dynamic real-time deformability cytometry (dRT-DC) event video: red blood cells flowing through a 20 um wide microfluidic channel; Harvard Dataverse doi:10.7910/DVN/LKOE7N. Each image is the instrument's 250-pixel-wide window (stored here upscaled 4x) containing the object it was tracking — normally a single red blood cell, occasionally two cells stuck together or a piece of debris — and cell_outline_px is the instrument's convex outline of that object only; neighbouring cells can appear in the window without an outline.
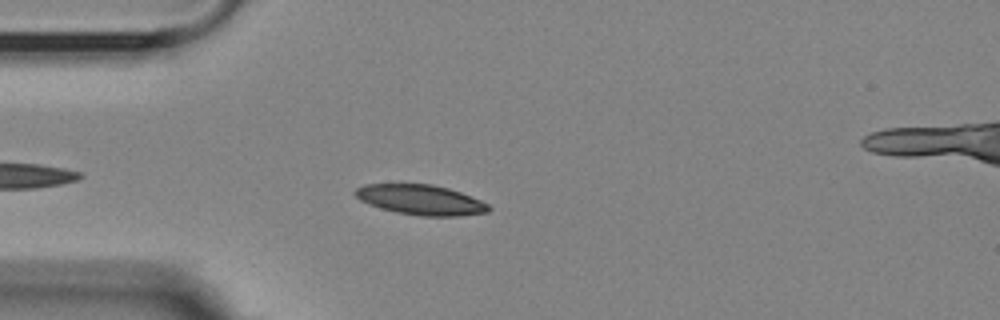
{"species": "Egyptian fruit bat (a non-hibernating species)", "species_latin": "Rousettus aegyptiacus", "temperature_condition": "room temperature", "stored_images_in_passage": 44, "camera_frame_rate_fps": 3000, "um_per_image_px": 0.085, "animal": {"sex": "female"}, "frame": {"image": 1, "passage_image": 6, "time_ms": 1.667, "image_size_px": [1000, 320], "cell_outline_px": [[492, 208], [488, 212], [460, 216], [420, 216], [396, 212], [380, 208], [368, 204], [360, 200], [352, 192], [356, 188], [364, 184], [432, 184], [448, 188], [460, 192], [480, 200], [488, 204]], "centroid_in_image_um": [35.75, 16.98], "position_along_channel_um": 49.3, "area_um2": 23.47}}
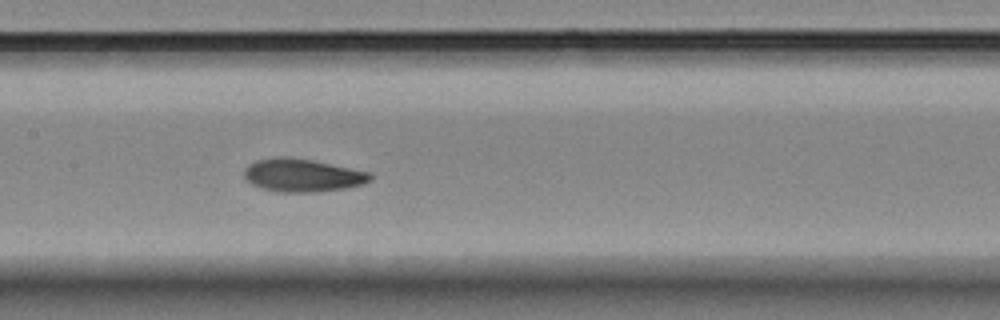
{"frame": {"image": 2, "passage_image": 18, "time_ms": 5.667, "image_size_px": [1000, 320], "cell_outline_px": [[372, 180], [364, 184], [344, 188], [320, 192], [280, 192], [260, 188], [252, 184], [244, 176], [244, 168], [248, 164], [256, 160], [280, 156], [288, 156], [312, 160], [372, 172]], "centroid_in_image_um": [25.72, 14.89], "position_along_channel_um": 181.7, "area_um2": 24.51}}
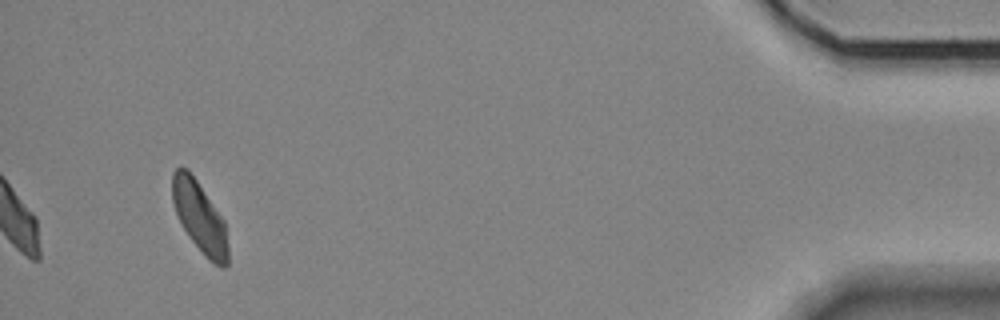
{"frame": {"image": 3, "passage_image": 44, "time_ms": 14.333, "image_size_px": [1000, 320], "cell_outline_px": [[228, 264], [224, 268], [220, 268], [212, 264], [204, 256], [188, 236], [176, 212], [172, 200], [172, 172], [180, 164], [188, 168], [224, 220], [228, 244]], "centroid_in_image_um": [16.97, 18.46], "position_along_channel_um": 418.2, "area_um2": 23.18}, "authors_computed_cell_mechanics": {"area_um2": 22.831, "velocity_mm_per_s": 3.5889, "shape_relaxation_time_tau1_ms": 6.1822, "shape_relaxation_time_tau2_ms": 2.6353, "deformation_change_tau1": 0.1346, "deformation_change_tau2": 0.0772}}